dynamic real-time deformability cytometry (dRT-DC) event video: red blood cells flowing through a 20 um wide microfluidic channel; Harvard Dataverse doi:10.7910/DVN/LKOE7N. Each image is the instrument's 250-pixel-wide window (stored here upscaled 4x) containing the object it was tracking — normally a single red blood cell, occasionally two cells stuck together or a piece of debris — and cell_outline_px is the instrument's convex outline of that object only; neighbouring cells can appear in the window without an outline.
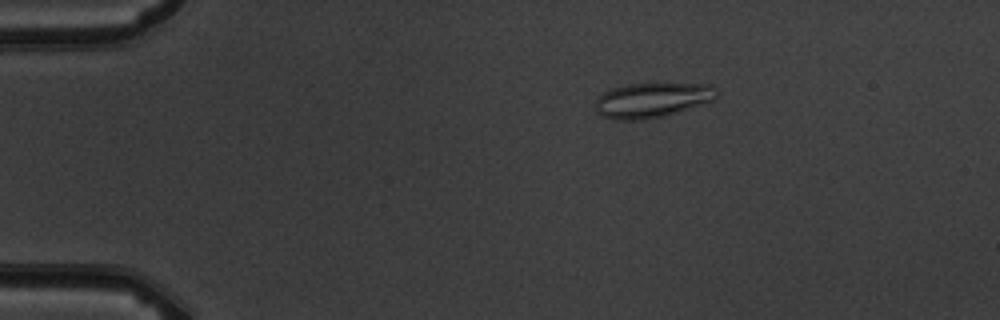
{"species": "common noctule bat (a hibernating species)", "species_latin": "Nyctalus noctula", "temperature_condition": "warm", "stored_images_in_passage": 4, "camera_frame_rate_fps": 3000, "um_per_image_px": 0.085, "animal": {"sex": "male", "body_mass_g": 19.5, "forearm_length_mm": 54.6}, "frame": {"image": 1, "passage_image": 1, "time_ms": 0.0, "image_size_px": [1000, 320], "cell_outline_px": [[720, 92], [712, 100], [664, 116], [636, 120], [616, 120], [600, 116], [596, 112], [596, 100], [604, 92], [612, 88], [628, 84], [712, 84]], "centroid_in_image_um": [55.41, 8.51], "position_along_channel_um": 29.6, "area_um2": 24.39}}
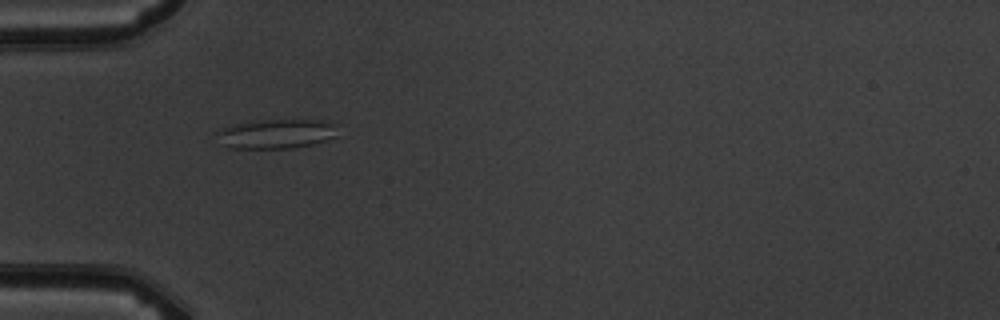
{"frame": {"image": 2, "passage_image": 3, "time_ms": 2.333, "image_size_px": [1000, 320], "cell_outline_px": [[336, 136], [312, 144], [292, 148], [228, 148], [224, 144], [216, 132], [220, 128], [232, 124], [248, 120], [320, 120], [336, 124]], "centroid_in_image_um": [23.45, 11.35], "position_along_channel_um": 61.6, "area_um2": 20.69}}
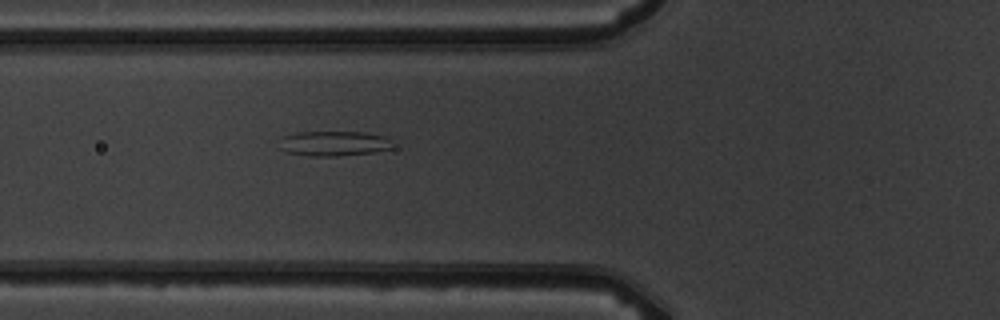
{"frame": {"image": 3, "passage_image": 4, "time_ms": 3.333, "image_size_px": [1000, 320], "cell_outline_px": [[396, 148], [372, 152], [336, 156], [308, 156], [284, 152], [280, 148], [284, 136], [296, 132], [364, 132], [388, 136], [392, 140]], "centroid_in_image_um": [28.46, 12.19], "position_along_channel_um": 97.3, "area_um2": 16.7}}